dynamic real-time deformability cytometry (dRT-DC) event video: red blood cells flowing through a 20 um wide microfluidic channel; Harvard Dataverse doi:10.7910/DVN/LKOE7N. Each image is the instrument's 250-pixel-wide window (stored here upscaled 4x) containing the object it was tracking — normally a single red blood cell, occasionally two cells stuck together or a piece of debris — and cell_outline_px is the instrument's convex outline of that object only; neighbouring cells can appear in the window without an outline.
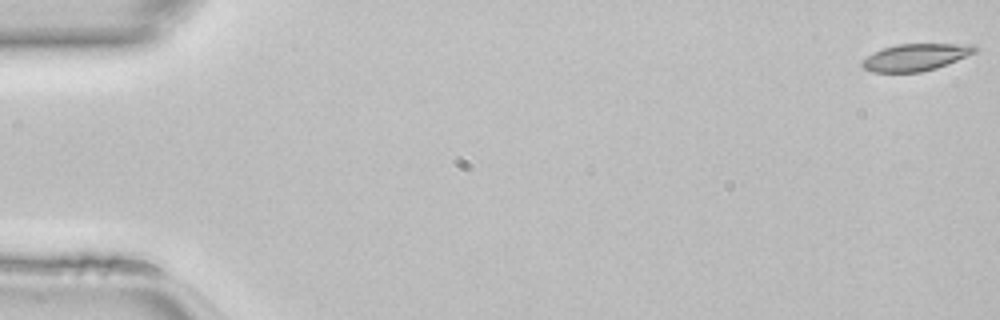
{"species": "common noctule bat (a hibernating species)", "species_latin": "Nyctalus noctula", "temperature_condition": "room temperature", "stored_images_in_passage": 48, "camera_frame_rate_fps": 3000, "um_per_image_px": 0.085, "animal": {"sex": "female", "body_mass_g": 22.7, "forearm_length_mm": 54.2}, "frame": {"image": 1, "passage_image": 1, "time_ms": 0.0, "image_size_px": [1000, 320], "cell_outline_px": [[976, 52], [936, 68], [920, 72], [872, 72], [864, 68], [860, 64], [868, 56], [884, 48], [896, 44], [976, 44]], "centroid_in_image_um": [77.84, 4.86], "position_along_channel_um": 7.2, "area_um2": 17.46}}
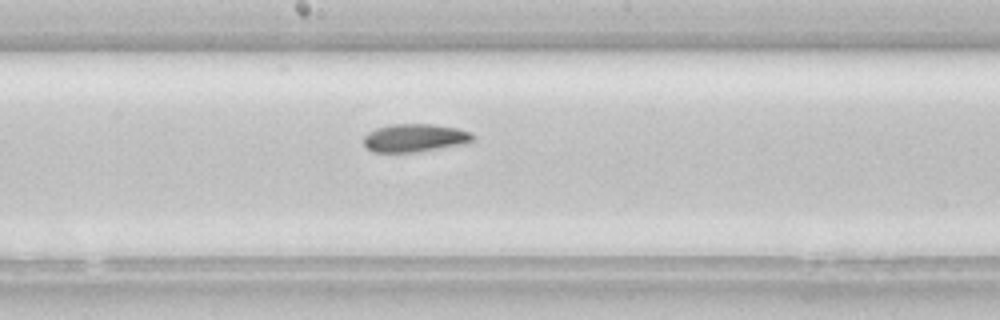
{"frame": {"image": 2, "passage_image": 26, "time_ms": 8.333, "image_size_px": [1000, 320], "cell_outline_px": [[476, 140], [472, 144], [416, 152], [372, 152], [364, 144], [364, 136], [368, 132], [376, 128], [392, 124], [432, 124], [456, 128], [472, 132], [476, 136]], "centroid_in_image_um": [35.36, 11.73], "position_along_channel_um": 212.8, "area_um2": 18.32}}
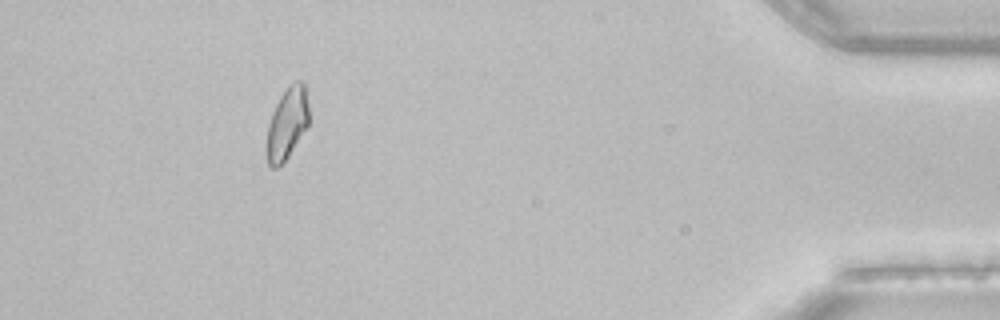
{"frame": {"image": 3, "passage_image": 44, "time_ms": 14.333, "image_size_px": [1000, 320], "cell_outline_px": [[308, 124], [288, 156], [276, 168], [272, 168], [268, 164], [268, 124], [272, 112], [280, 96], [288, 84], [296, 80], [304, 80], [308, 104]], "centroid_in_image_um": [24.42, 10.4], "position_along_channel_um": 410.8, "area_um2": 17.28}}